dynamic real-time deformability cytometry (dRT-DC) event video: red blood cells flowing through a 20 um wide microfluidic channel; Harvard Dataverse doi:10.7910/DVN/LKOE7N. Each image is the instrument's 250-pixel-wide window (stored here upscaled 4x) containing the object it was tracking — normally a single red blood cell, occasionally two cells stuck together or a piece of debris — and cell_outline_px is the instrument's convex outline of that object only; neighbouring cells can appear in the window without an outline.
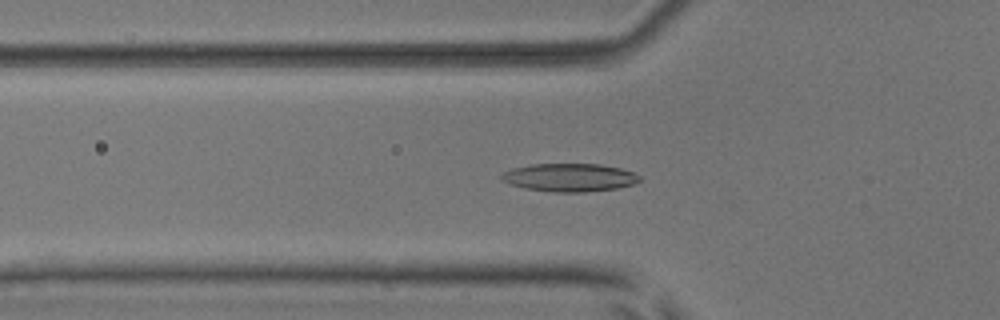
{"species": "common noctule bat (a hibernating species)", "species_latin": "Nyctalus noctula", "temperature_condition": "room temperature", "stored_images_in_passage": 54, "camera_frame_rate_fps": 3000, "um_per_image_px": 0.085, "animal": {"sex": "male", "body_mass_g": 17.9, "forearm_length_mm": 54.2}, "frame": {"image": 1, "passage_image": 19, "time_ms": 6.0, "image_size_px": [1000, 320], "cell_outline_px": [[640, 180], [632, 184], [616, 188], [584, 192], [556, 192], [524, 188], [500, 180], [500, 176], [504, 172], [512, 168], [532, 164], [600, 164], [620, 168], [632, 172], [640, 176]], "centroid_in_image_um": [48.38, 15.08], "position_along_channel_um": 77.4, "area_um2": 22.43}}
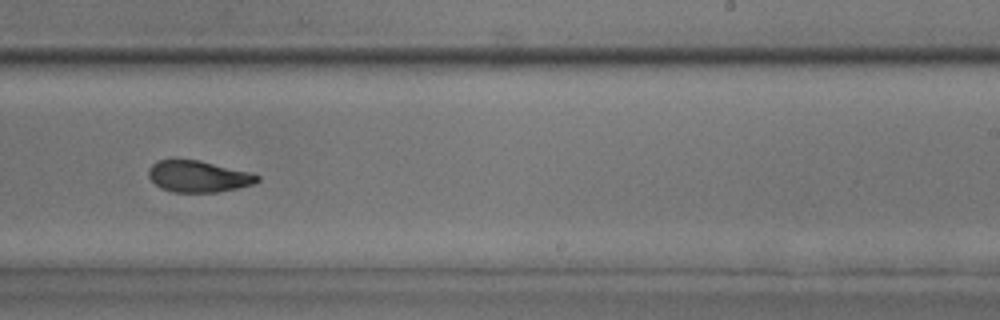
{"frame": {"image": 2, "passage_image": 34, "time_ms": 11.0, "image_size_px": [1000, 320], "cell_outline_px": [[260, 180], [252, 184], [236, 188], [216, 192], [172, 192], [160, 188], [148, 176], [148, 168], [152, 164], [160, 160], [200, 160], [252, 172], [260, 176]], "centroid_in_image_um": [16.87, 14.99], "position_along_channel_um": 272.1, "area_um2": 19.94}}
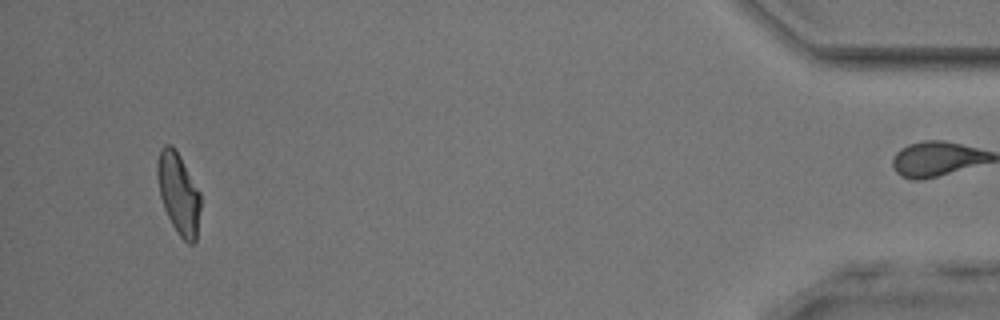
{"frame": {"image": 3, "passage_image": 51, "time_ms": 16.667, "image_size_px": [1000, 320], "cell_outline_px": [[200, 208], [196, 240], [192, 244], [188, 244], [176, 232], [164, 208], [160, 196], [156, 172], [156, 164], [160, 148], [164, 144], [172, 144], [180, 156], [200, 192]], "centroid_in_image_um": [15.16, 16.42], "position_along_channel_um": 420.0, "area_um2": 20.52}, "authors_computed_cell_mechanics": {"area_um2": 20.8658, "velocity_mm_per_s": 3.9039, "shape_relaxation_time_tau1_ms": 7.7347, "shape_relaxation_time_tau2_ms": 2.805, "deformation_change_tau1": 0.2064, "deformation_change_tau2": 0.0924}}